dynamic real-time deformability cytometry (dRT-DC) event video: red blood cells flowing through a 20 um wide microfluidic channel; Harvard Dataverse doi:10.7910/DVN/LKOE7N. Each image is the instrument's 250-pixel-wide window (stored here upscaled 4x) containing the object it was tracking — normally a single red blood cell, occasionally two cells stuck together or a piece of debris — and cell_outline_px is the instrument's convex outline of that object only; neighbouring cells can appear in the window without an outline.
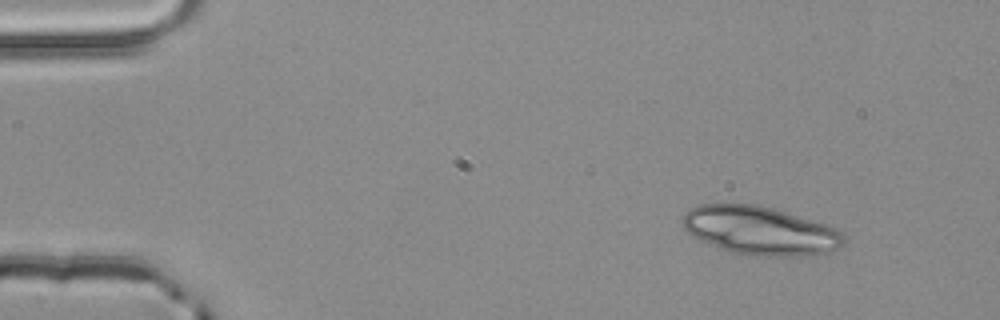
{"species": "common noctule bat (a hibernating species)", "species_latin": "Nyctalus noctula", "temperature_condition": "room temperature", "stored_images_in_passage": 3, "camera_frame_rate_fps": 3000, "um_per_image_px": 0.085, "animal": {"sex": "male", "body_mass_g": 20.4}, "frame": {"image": 1, "passage_image": 1, "time_ms": 0.0, "image_size_px": [1000, 320], "cell_outline_px": [[844, 244], [840, 248], [824, 256], [748, 256], [728, 252], [700, 240], [692, 236], [684, 228], [680, 220], [684, 212], [688, 208], [700, 204], [760, 204], [824, 224], [836, 228], [844, 232]], "centroid_in_image_um": [64.62, 19.63], "position_along_channel_um": 20.4, "area_um2": 46.47}}